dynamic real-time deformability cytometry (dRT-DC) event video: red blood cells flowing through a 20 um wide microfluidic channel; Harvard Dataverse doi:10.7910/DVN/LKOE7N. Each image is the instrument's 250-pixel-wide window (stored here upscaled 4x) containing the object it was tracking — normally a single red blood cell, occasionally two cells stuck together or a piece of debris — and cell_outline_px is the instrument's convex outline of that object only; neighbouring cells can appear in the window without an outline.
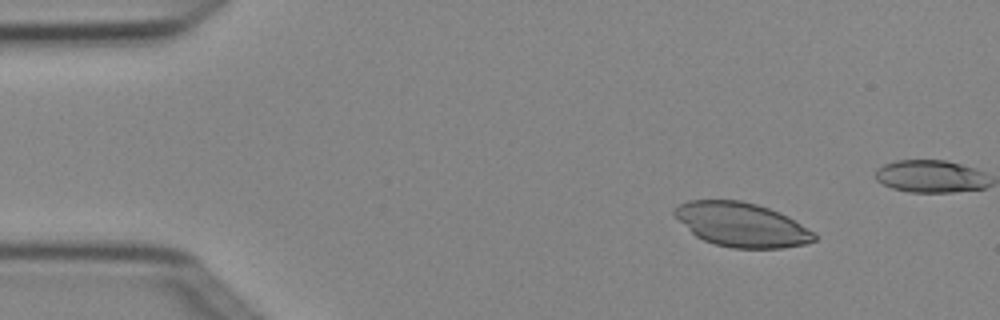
{"species": "Egyptian fruit bat (a non-hibernating species)", "species_latin": "Rousettus aegyptiacus", "temperature_condition": "cold", "stored_images_in_passage": 5, "camera_frame_rate_fps": 3000, "um_per_image_px": 0.085, "animal": {"sex": "female"}, "frame": {"image": 1, "passage_image": 2, "time_ms": 0.333, "image_size_px": [1000, 320], "cell_outline_px": [[816, 240], [804, 244], [780, 248], [732, 248], [716, 244], [704, 240], [696, 236], [672, 212], [680, 204], [688, 200], [740, 200], [756, 204], [768, 208], [788, 216], [812, 232], [816, 236]], "centroid_in_image_um": [63.03, 19.09], "position_along_channel_um": 22.0, "area_um2": 35.37}}